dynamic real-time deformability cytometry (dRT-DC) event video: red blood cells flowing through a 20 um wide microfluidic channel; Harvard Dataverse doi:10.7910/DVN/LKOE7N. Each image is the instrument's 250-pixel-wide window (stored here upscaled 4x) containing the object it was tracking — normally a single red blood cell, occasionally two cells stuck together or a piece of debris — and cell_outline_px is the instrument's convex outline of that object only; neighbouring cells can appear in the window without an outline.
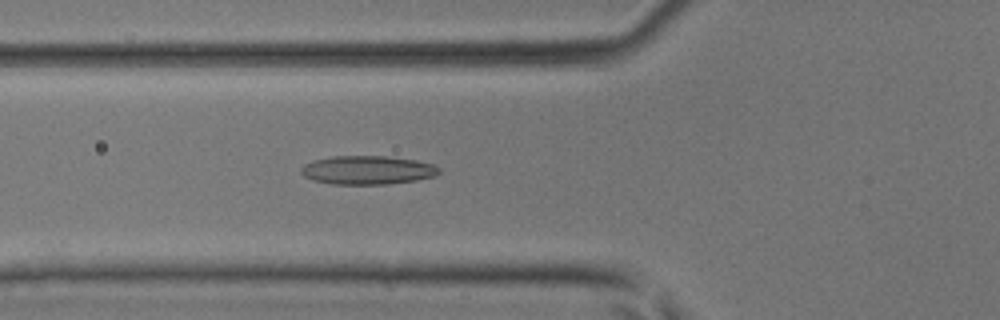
{"species": "common noctule bat (a hibernating species)", "species_latin": "Nyctalus noctula", "temperature_condition": "room temperature", "stored_images_in_passage": 43, "camera_frame_rate_fps": 3000, "um_per_image_px": 0.085, "animal": {"sex": "male", "body_mass_g": 17.9, "forearm_length_mm": 54.2}, "frame": {"image": 1, "passage_image": 16, "time_ms": 5.0, "image_size_px": [1000, 320], "cell_outline_px": [[440, 172], [436, 176], [416, 180], [388, 184], [332, 184], [312, 180], [304, 176], [300, 172], [300, 168], [304, 164], [312, 160], [332, 156], [388, 156], [416, 160], [432, 164], [440, 168]], "centroid_in_image_um": [31.22, 14.45], "position_along_channel_um": 94.6, "area_um2": 23.24}}
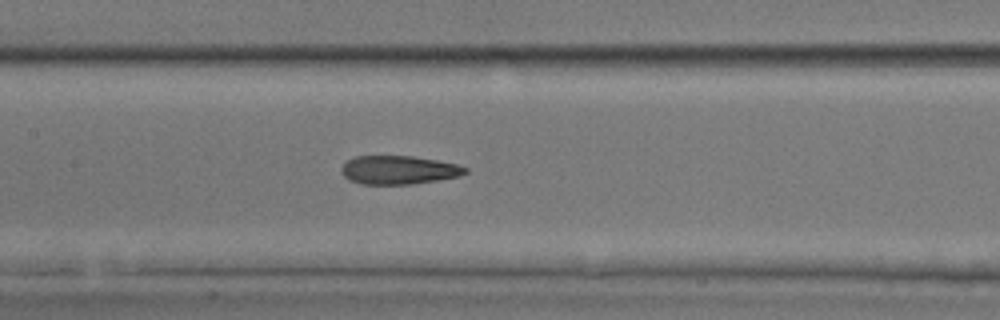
{"frame": {"image": 2, "passage_image": 21, "time_ms": 6.667, "image_size_px": [1000, 320], "cell_outline_px": [[468, 172], [460, 176], [412, 184], [360, 184], [348, 180], [340, 172], [340, 168], [348, 160], [356, 156], [412, 156], [436, 160], [456, 164], [468, 168]], "centroid_in_image_um": [33.86, 14.45], "position_along_channel_um": 173.5, "area_um2": 20.63}}
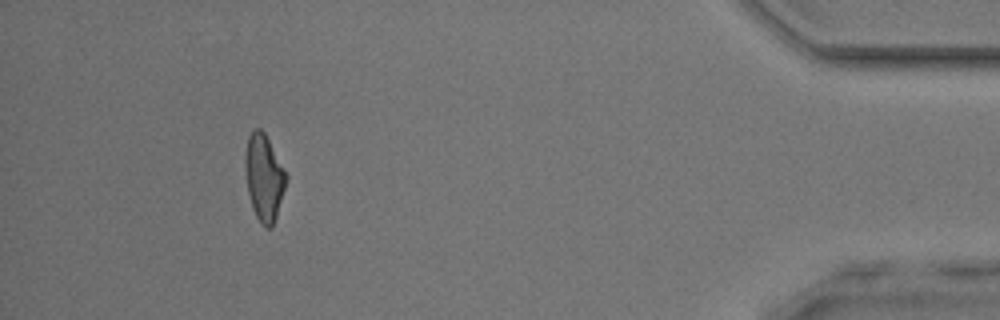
{"frame": {"image": 3, "passage_image": 40, "time_ms": 13.0, "image_size_px": [1000, 320], "cell_outline_px": [[288, 176], [276, 216], [272, 228], [264, 228], [260, 224], [252, 208], [248, 192], [244, 168], [244, 160], [248, 136], [252, 128], [260, 128], [264, 132]], "centroid_in_image_um": [22.42, 15.09], "position_along_channel_um": 412.8, "area_um2": 20.63}}